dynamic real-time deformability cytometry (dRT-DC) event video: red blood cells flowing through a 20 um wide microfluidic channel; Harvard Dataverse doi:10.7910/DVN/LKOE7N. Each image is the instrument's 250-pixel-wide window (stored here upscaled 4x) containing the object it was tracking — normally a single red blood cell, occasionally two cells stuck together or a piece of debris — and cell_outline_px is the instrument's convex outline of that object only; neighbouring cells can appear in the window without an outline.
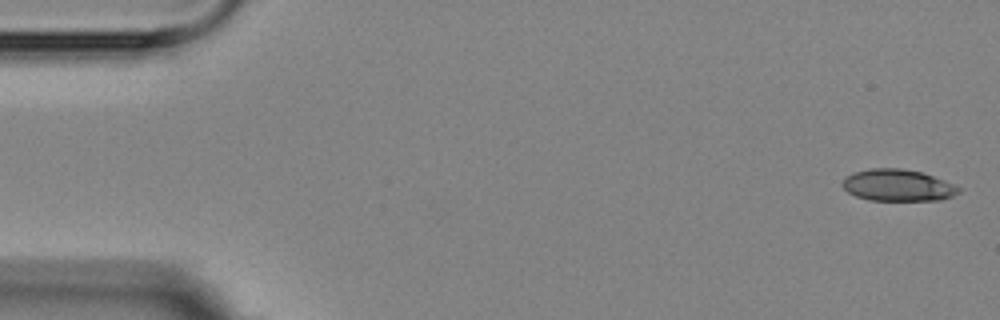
{"species": "Egyptian fruit bat (a non-hibernating species)", "species_latin": "Rousettus aegyptiacus", "temperature_condition": "room temperature", "stored_images_in_passage": 5, "camera_frame_rate_fps": 3000, "um_per_image_px": 0.085, "animal": {"sex": "female"}, "frame": {"image": 1, "passage_image": 1, "time_ms": 0.0, "image_size_px": [1000, 320], "cell_outline_px": [[960, 192], [952, 196], [940, 200], [868, 200], [856, 196], [848, 192], [840, 184], [844, 176], [852, 172], [868, 168], [900, 168], [924, 172], [944, 180], [960, 188]], "centroid_in_image_um": [76.26, 15.73], "position_along_channel_um": 8.7, "area_um2": 21.73}}